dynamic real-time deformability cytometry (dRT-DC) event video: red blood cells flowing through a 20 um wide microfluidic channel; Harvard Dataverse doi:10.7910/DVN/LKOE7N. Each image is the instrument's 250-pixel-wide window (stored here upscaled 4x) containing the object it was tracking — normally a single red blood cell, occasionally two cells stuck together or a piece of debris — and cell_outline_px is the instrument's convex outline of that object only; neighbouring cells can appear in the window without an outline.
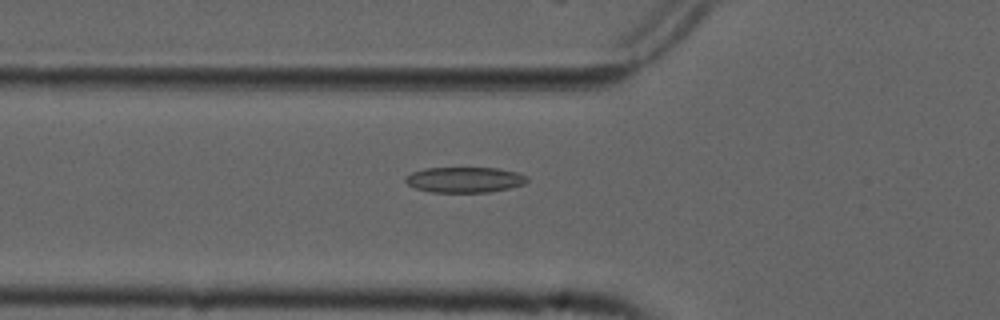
{"species": "common noctule bat (a hibernating species)", "species_latin": "Nyctalus noctula", "temperature_condition": "cold", "stored_images_in_passage": 6, "camera_frame_rate_fps": 3000, "um_per_image_px": 0.085, "animal": {"sex": "male", "forearm_length_mm": 52.5}, "frame": {"image": 1, "passage_image": 6, "time_ms": 1.667, "image_size_px": [1000, 320], "cell_outline_px": [[528, 180], [524, 184], [508, 188], [488, 192], [432, 192], [416, 188], [408, 184], [404, 180], [404, 176], [412, 172], [424, 168], [496, 168], [516, 172], [528, 176]], "centroid_in_image_um": [39.47, 15.27], "position_along_channel_um": 86.3, "area_um2": 18.03}}